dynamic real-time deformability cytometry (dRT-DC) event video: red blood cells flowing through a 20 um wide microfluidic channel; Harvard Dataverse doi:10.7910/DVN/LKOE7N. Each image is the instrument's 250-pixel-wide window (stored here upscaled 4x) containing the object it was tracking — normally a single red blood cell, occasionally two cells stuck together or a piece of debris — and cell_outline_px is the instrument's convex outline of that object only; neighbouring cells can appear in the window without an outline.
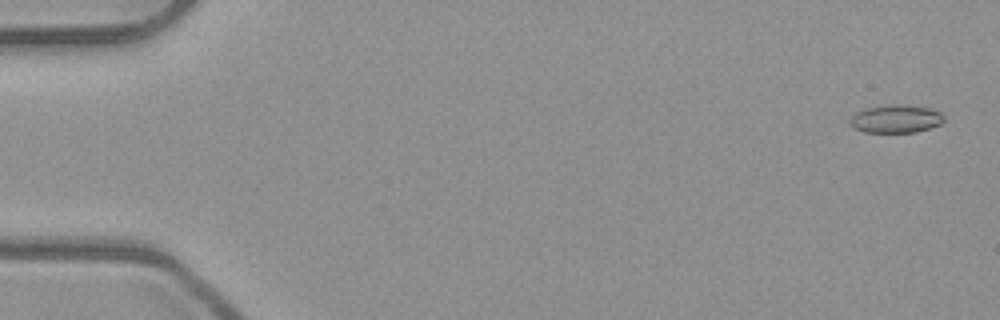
{"species": "common noctule bat (a hibernating species)", "species_latin": "Nyctalus noctula", "temperature_condition": "room temperature", "stored_images_in_passage": 6, "camera_frame_rate_fps": 3000, "um_per_image_px": 0.085, "animal": {"sex": "male", "body_mass_g": 23.1, "forearm_length_mm": 52.7}, "frame": {"image": 1, "passage_image": 1, "time_ms": 0.0, "image_size_px": [1000, 320], "cell_outline_px": [[944, 120], [940, 124], [916, 132], [864, 132], [856, 128], [852, 124], [852, 116], [856, 112], [868, 108], [884, 104], [900, 104], [932, 108], [940, 112], [944, 116]], "centroid_in_image_um": [76.2, 10.08], "position_along_channel_um": 8.8, "area_um2": 15.2}}